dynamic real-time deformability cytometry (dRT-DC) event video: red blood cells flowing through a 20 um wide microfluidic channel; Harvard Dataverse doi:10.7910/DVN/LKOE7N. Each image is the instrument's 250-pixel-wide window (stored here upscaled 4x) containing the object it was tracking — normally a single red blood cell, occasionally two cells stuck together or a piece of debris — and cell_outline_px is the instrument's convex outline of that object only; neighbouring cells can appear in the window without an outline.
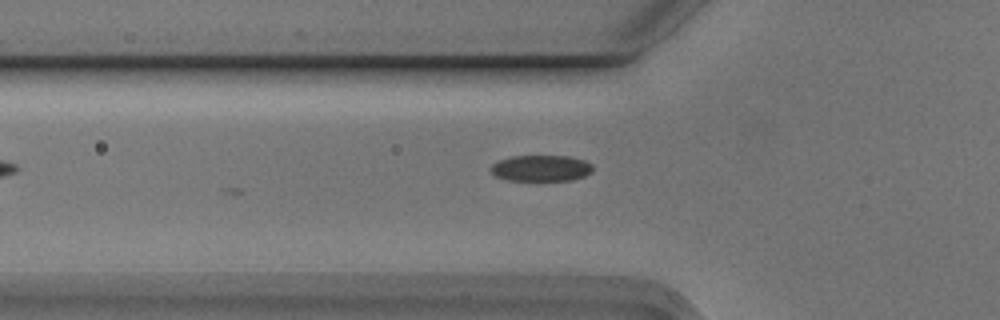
{"species": "Egyptian fruit bat (a non-hibernating species)", "species_latin": "Rousettus aegyptiacus", "temperature_condition": "cold", "stored_images_in_passage": 3, "camera_frame_rate_fps": 3000, "um_per_image_px": 0.085, "animal": {"sex": "male"}, "frame": {"image": 1, "passage_image": 2, "time_ms": 0.333, "image_size_px": [1000, 320], "cell_outline_px": [[592, 172], [584, 176], [572, 180], [508, 180], [496, 176], [488, 168], [492, 164], [500, 160], [512, 156], [568, 156], [584, 160], [592, 164]], "centroid_in_image_um": [45.99, 14.29], "position_along_channel_um": 79.8, "area_um2": 15.49}}